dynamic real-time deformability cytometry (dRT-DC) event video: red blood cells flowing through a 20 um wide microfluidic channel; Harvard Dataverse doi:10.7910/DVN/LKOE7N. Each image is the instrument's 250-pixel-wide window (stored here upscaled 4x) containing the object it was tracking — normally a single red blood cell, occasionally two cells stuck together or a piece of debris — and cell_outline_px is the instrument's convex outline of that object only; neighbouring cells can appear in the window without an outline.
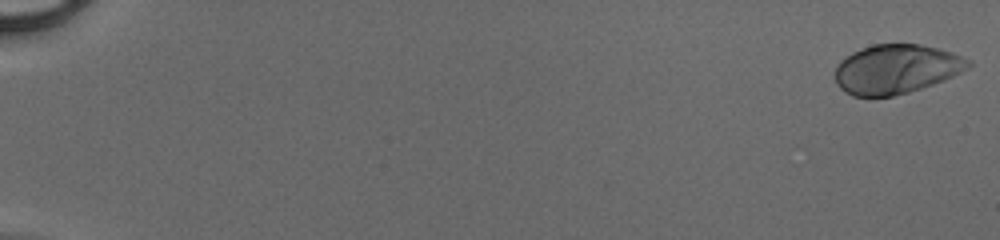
{"species": "human", "species_latin": "Homo sapiens", "temperature_condition": "cold", "stored_images_in_passage": 50, "camera_frame_rate_fps": 3000, "um_per_image_px": 0.085, "donor": {"sex": "male"}, "frame": {"image": 1, "passage_image": 1, "time_ms": 0.0, "image_size_px": [1000, 240], "cell_outline_px": [[972, 64], [968, 68], [944, 80], [908, 92], [892, 96], [852, 96], [844, 92], [836, 84], [836, 64], [844, 56], [852, 52], [872, 44], [920, 44], [952, 52], [972, 60]], "centroid_in_image_um": [76.16, 5.86], "position_along_channel_um": 8.8, "area_um2": 38.26}}
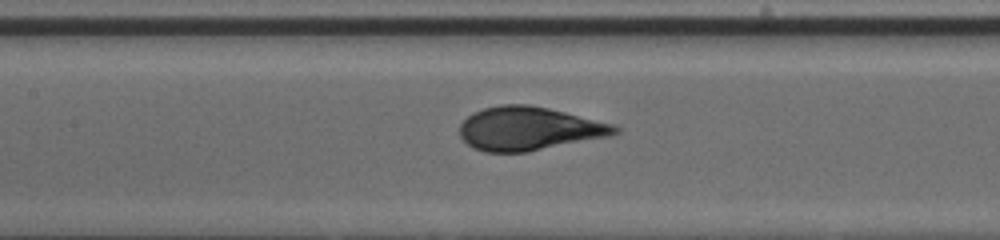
{"frame": {"image": 2, "passage_image": 26, "time_ms": 8.333, "image_size_px": [1000, 240], "cell_outline_px": [[620, 132], [612, 136], [528, 152], [484, 152], [472, 148], [460, 136], [460, 124], [472, 112], [484, 108], [500, 104], [528, 104], [548, 108], [616, 124], [620, 128]], "centroid_in_image_um": [44.99, 10.94], "position_along_channel_um": 162.4, "area_um2": 39.77}}
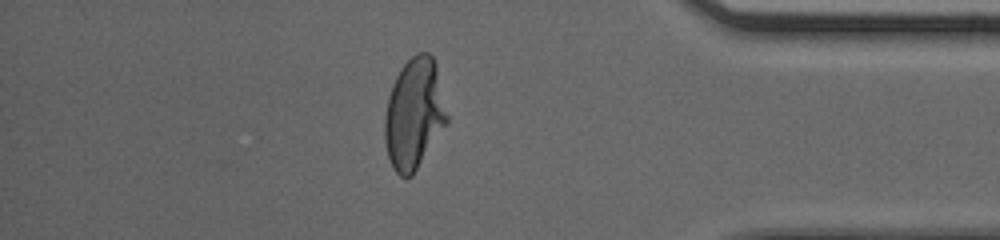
{"frame": {"image": 3, "passage_image": 44, "time_ms": 14.333, "image_size_px": [1000, 240], "cell_outline_px": [[448, 124], [412, 176], [400, 176], [392, 168], [388, 156], [384, 140], [384, 120], [388, 96], [392, 84], [400, 68], [416, 52], [428, 52], [432, 56], [436, 64], [448, 116]], "centroid_in_image_um": [35.2, 9.68], "position_along_channel_um": 400.0, "area_um2": 40.52}}